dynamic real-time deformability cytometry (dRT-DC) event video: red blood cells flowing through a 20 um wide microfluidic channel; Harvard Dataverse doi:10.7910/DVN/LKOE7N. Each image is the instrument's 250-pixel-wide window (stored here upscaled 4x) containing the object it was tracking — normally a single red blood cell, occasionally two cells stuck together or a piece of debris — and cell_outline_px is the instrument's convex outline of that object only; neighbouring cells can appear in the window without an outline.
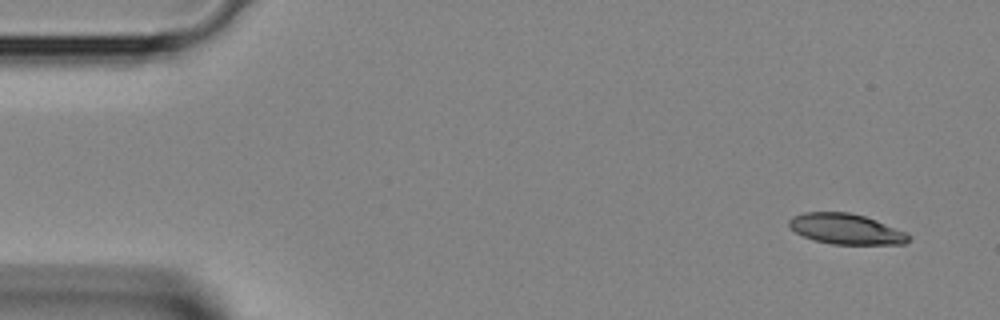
{"species": "Egyptian fruit bat (a non-hibernating species)", "species_latin": "Rousettus aegyptiacus", "temperature_condition": "room temperature", "stored_images_in_passage": 3, "camera_frame_rate_fps": 3000, "um_per_image_px": 0.085, "animal": {"sex": "female"}, "frame": {"image": 1, "passage_image": 1, "time_ms": 0.0, "image_size_px": [1000, 320], "cell_outline_px": [[908, 240], [904, 244], [832, 244], [812, 240], [796, 232], [788, 224], [788, 220], [792, 216], [804, 212], [848, 212], [864, 216], [876, 220], [908, 232]], "centroid_in_image_um": [71.9, 19.46], "position_along_channel_um": 13.1, "area_um2": 21.21}}